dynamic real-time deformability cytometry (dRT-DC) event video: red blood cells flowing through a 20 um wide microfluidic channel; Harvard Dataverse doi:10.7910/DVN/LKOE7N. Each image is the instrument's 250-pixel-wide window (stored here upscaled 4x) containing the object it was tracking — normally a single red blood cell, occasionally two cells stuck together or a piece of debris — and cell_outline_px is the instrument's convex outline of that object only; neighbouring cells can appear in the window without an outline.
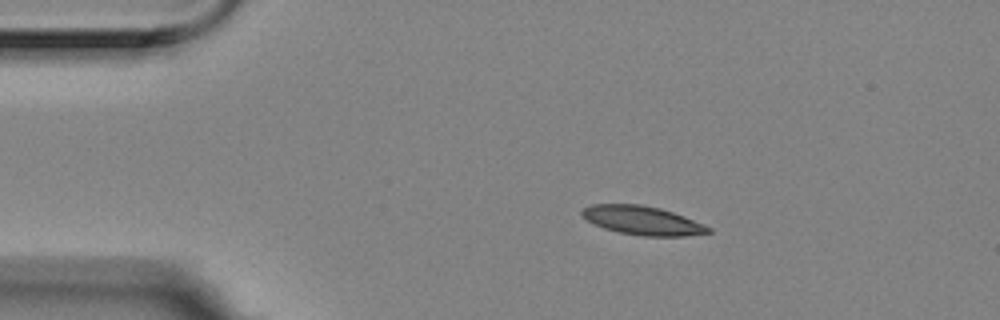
{"species": "Egyptian fruit bat (a non-hibernating species)", "species_latin": "Rousettus aegyptiacus", "temperature_condition": "room temperature", "stored_images_in_passage": 4, "camera_frame_rate_fps": 3000, "um_per_image_px": 0.085, "animal": {"sex": "female"}, "frame": {"image": 1, "passage_image": 2, "time_ms": 0.333, "image_size_px": [1000, 320], "cell_outline_px": [[712, 232], [688, 236], [644, 236], [620, 232], [604, 228], [588, 220], [580, 212], [584, 208], [592, 204], [640, 204], [660, 208], [684, 216], [704, 224], [712, 228]], "centroid_in_image_um": [54.66, 18.74], "position_along_channel_um": 30.3, "area_um2": 21.04}}